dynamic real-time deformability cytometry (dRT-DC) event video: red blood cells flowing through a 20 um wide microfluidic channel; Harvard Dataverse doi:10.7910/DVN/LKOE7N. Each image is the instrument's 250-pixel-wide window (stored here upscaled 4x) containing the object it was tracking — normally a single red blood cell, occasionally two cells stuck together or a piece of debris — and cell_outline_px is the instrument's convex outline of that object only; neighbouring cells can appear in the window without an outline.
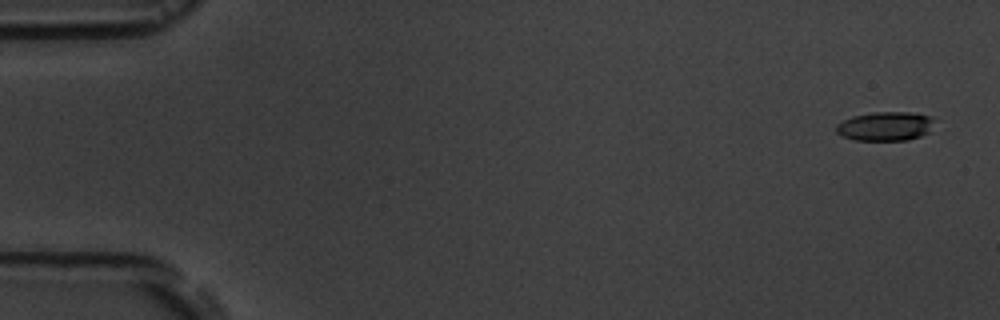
{"species": "common noctule bat (a hibernating species)", "species_latin": "Nyctalus noctula", "temperature_condition": "room temperature", "stored_images_in_passage": 7, "camera_frame_rate_fps": 3000, "um_per_image_px": 0.085, "animal": {"sex": "male", "body_mass_g": 19.5, "forearm_length_mm": 54.6}, "frame": {"image": 1, "passage_image": 1, "time_ms": 0.0, "image_size_px": [1000, 320], "cell_outline_px": [[932, 120], [928, 132], [920, 136], [908, 140], [856, 140], [844, 136], [836, 132], [836, 124], [852, 116], [872, 112], [916, 112], [932, 116]], "centroid_in_image_um": [75.24, 10.71], "position_along_channel_um": 9.8, "area_um2": 16.53}}
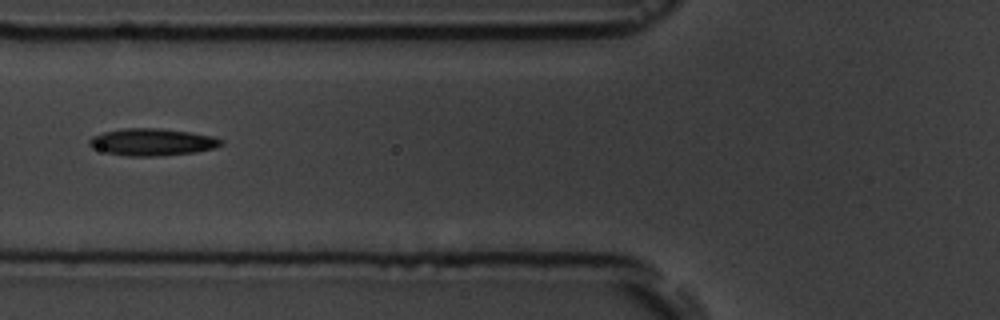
{"frame": {"image": 2, "passage_image": 7, "time_ms": 6.667, "image_size_px": [1000, 320], "cell_outline_px": [[224, 144], [212, 148], [196, 152], [160, 156], [128, 156], [108, 152], [92, 148], [88, 144], [88, 140], [92, 136], [104, 132], [124, 128], [160, 128], [188, 132], [212, 136], [224, 140]], "centroid_in_image_um": [12.93, 12.07], "position_along_channel_um": 112.9, "area_um2": 20.75}}